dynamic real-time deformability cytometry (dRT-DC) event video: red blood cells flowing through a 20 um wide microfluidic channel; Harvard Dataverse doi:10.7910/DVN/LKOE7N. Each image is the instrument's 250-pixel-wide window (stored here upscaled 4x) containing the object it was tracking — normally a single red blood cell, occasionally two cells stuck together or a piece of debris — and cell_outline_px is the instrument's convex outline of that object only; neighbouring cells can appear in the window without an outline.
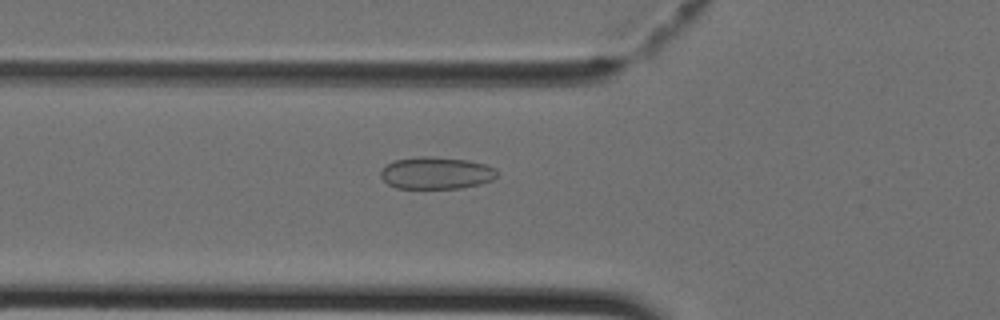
{"species": "Egyptian fruit bat (a non-hibernating species)", "species_latin": "Rousettus aegyptiacus", "temperature_condition": "cold", "stored_images_in_passage": 38, "camera_frame_rate_fps": 3000, "um_per_image_px": 0.085, "animal": {"sex": "female"}, "frame": {"image": 1, "passage_image": 12, "time_ms": 3.667, "image_size_px": [1000, 320], "cell_outline_px": [[496, 176], [492, 180], [480, 184], [464, 188], [396, 188], [388, 184], [380, 176], [380, 168], [396, 160], [416, 156], [432, 156], [468, 160], [484, 164], [496, 168]], "centroid_in_image_um": [37.06, 14.7], "position_along_channel_um": 88.7, "area_um2": 21.91}}
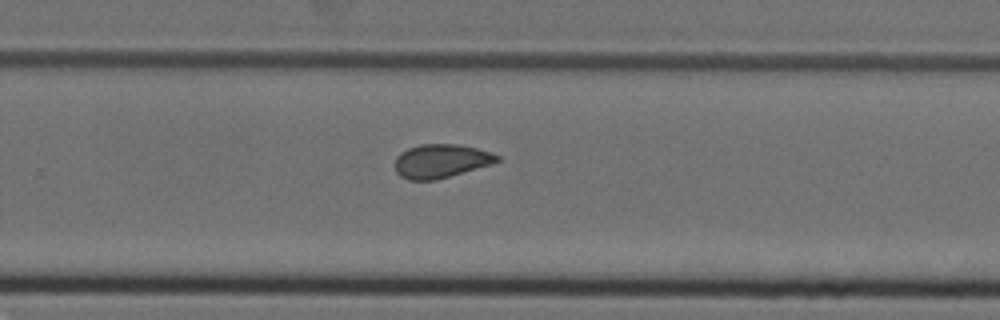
{"frame": {"image": 2, "passage_image": 25, "time_ms": 8.0, "image_size_px": [1000, 320], "cell_outline_px": [[500, 160], [492, 164], [436, 180], [408, 180], [400, 176], [396, 172], [396, 156], [400, 152], [408, 148], [420, 144], [460, 144], [476, 148], [500, 156]], "centroid_in_image_um": [37.46, 13.68], "position_along_channel_um": 292.3, "area_um2": 20.06}}
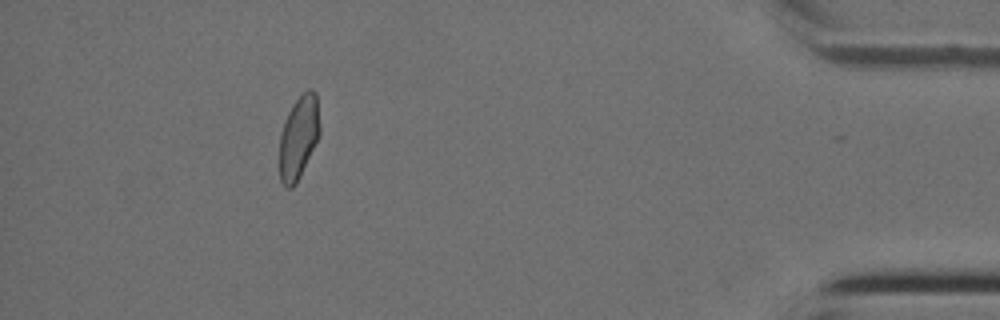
{"frame": {"image": 3, "passage_image": 36, "time_ms": 11.667, "image_size_px": [1000, 320], "cell_outline_px": [[320, 132], [300, 176], [296, 184], [292, 188], [284, 188], [280, 180], [280, 132], [284, 120], [292, 104], [308, 88], [312, 88], [316, 92], [320, 124]], "centroid_in_image_um": [25.37, 11.65], "position_along_channel_um": 409.8, "area_um2": 19.54}}